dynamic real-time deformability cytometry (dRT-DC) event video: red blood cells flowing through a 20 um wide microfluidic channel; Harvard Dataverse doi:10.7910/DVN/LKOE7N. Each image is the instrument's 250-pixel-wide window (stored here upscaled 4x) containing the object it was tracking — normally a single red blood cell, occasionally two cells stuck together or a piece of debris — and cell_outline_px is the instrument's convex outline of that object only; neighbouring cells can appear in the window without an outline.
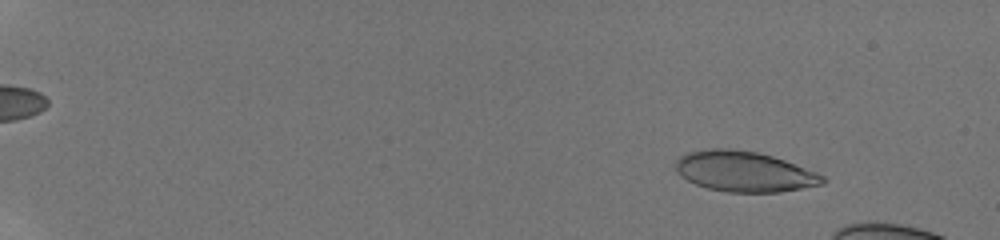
{"species": "human", "species_latin": "Homo sapiens", "temperature_condition": "room temperature", "stored_images_in_passage": 12, "camera_frame_rate_fps": 3000, "um_per_image_px": 0.085, "donor": {"sex": "male"}, "frame": {"image": 1, "passage_image": 4, "time_ms": 1.667, "image_size_px": [1000, 240], "cell_outline_px": [[828, 180], [824, 184], [780, 192], [728, 192], [708, 188], [696, 184], [680, 176], [672, 168], [676, 160], [680, 156], [688, 152], [712, 148], [732, 148], [756, 152], [772, 156], [784, 160], [816, 172], [824, 176]], "centroid_in_image_um": [63.23, 14.58], "position_along_channel_um": 21.8, "area_um2": 34.8}}